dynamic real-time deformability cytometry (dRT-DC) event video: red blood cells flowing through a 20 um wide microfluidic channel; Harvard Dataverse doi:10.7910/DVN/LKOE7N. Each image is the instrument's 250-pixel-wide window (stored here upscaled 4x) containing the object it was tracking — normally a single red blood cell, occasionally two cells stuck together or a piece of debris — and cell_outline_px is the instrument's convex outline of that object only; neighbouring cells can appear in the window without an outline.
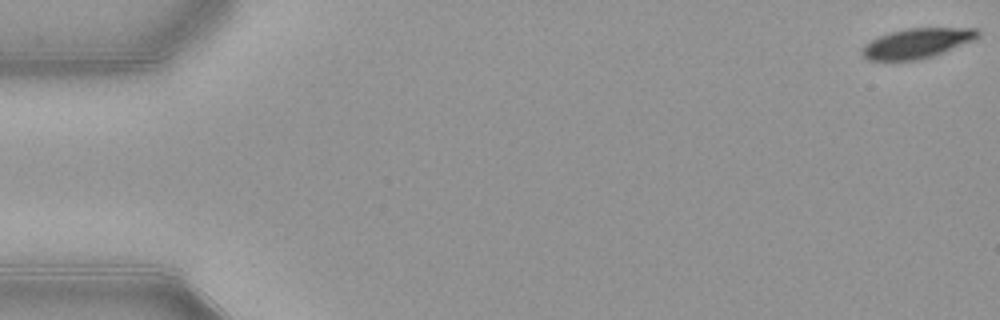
{"species": "common noctule bat (a hibernating species)", "species_latin": "Nyctalus noctula", "temperature_condition": "warm", "stored_images_in_passage": 14, "camera_frame_rate_fps": 3000, "um_per_image_px": 0.085, "animal": {"sex": "female", "body_mass_g": 21.9}, "frame": {"image": 1, "passage_image": 1, "time_ms": 0.0, "image_size_px": [1000, 320], "cell_outline_px": [[980, 36], [972, 40], [932, 56], [916, 60], [868, 60], [860, 52], [864, 44], [880, 36], [904, 28], [980, 28]], "centroid_in_image_um": [77.93, 3.66], "position_along_channel_um": 7.1, "area_um2": 19.88}}